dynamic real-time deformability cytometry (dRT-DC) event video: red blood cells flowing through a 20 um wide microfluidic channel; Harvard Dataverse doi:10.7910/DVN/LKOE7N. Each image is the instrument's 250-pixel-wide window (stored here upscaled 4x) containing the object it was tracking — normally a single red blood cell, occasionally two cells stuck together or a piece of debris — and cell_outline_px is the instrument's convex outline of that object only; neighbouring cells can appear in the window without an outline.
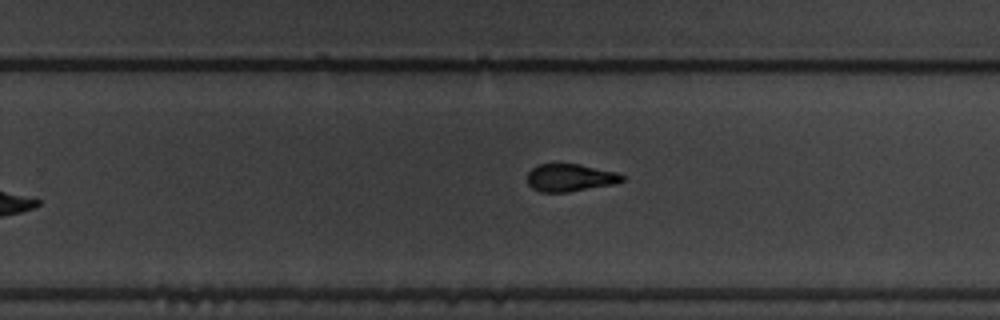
{"species": "common noctule bat (a hibernating species)", "species_latin": "Nyctalus noctula", "temperature_condition": "warm", "stored_images_in_passage": 9, "camera_frame_rate_fps": 3000, "um_per_image_px": 0.085, "animal": {"sex": "male", "body_mass_g": 19.5, "forearm_length_mm": 54.6}, "frame": {"image": 1, "passage_image": 9, "time_ms": 2.667, "image_size_px": [1000, 320], "cell_outline_px": [[624, 180], [616, 184], [568, 192], [540, 192], [532, 188], [528, 184], [528, 172], [536, 164], [580, 164], [616, 172], [624, 176]], "centroid_in_image_um": [48.46, 15.1], "position_along_channel_um": 281.3, "area_um2": 15.32}}